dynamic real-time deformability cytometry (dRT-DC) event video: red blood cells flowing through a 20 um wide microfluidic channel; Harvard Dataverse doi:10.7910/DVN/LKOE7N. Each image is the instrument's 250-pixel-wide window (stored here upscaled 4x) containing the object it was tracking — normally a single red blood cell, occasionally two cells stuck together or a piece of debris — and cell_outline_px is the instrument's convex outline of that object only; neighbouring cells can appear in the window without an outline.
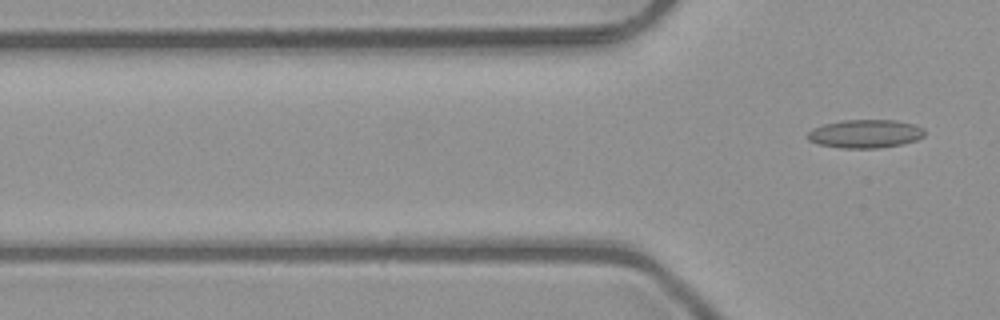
{"species": "common noctule bat (a hibernating species)", "species_latin": "Nyctalus noctula", "temperature_condition": "room temperature", "stored_images_in_passage": 6, "segment_of_instrument_passage": [2, 2], "camera_frame_rate_fps": 3000, "um_per_image_px": 0.085, "animal": {"sex": "male", "body_mass_g": 23.1, "forearm_length_mm": 52.7}, "frame": {"image": 1, "passage_image": 6, "time_ms": 1.667, "image_size_px": [1000, 320], "cell_outline_px": [[924, 136], [916, 140], [900, 144], [880, 148], [840, 148], [816, 144], [808, 140], [808, 132], [812, 128], [824, 124], [844, 120], [896, 120], [912, 124], [924, 128]], "centroid_in_image_um": [73.52, 11.37], "position_along_channel_um": 52.3, "area_um2": 19.36}}